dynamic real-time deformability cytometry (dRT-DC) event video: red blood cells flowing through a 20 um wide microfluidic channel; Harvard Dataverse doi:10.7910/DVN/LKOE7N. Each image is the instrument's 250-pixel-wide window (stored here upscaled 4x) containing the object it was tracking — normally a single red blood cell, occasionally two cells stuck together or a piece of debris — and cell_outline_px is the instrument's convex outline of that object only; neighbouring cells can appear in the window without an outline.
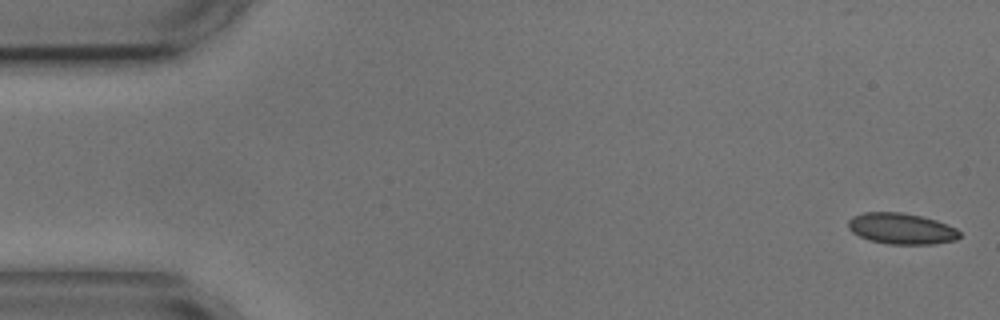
{"species": "common noctule bat (a hibernating species)", "species_latin": "Nyctalus noctula", "temperature_condition": "cold", "stored_images_in_passage": 5, "camera_frame_rate_fps": 3000, "um_per_image_px": 0.085, "animal": {"sex": "male", "body_mass_g": 17.9, "forearm_length_mm": 54.2}, "frame": {"image": 1, "passage_image": 1, "time_ms": 0.0, "image_size_px": [1000, 320], "cell_outline_px": [[960, 236], [956, 240], [932, 244], [888, 244], [868, 240], [852, 232], [848, 228], [848, 220], [852, 216], [864, 212], [900, 212], [920, 216], [936, 220], [956, 228], [960, 232]], "centroid_in_image_um": [76.6, 19.43], "position_along_channel_um": 8.4, "area_um2": 20.17}}
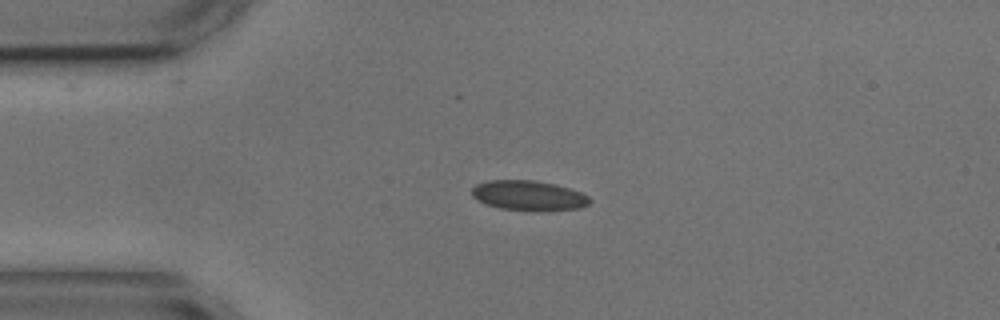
{"frame": {"image": 2, "passage_image": 4, "time_ms": 3.667, "image_size_px": [1000, 320], "cell_outline_px": [[592, 200], [588, 204], [580, 208], [544, 212], [536, 212], [500, 208], [484, 204], [476, 200], [472, 196], [472, 188], [476, 184], [488, 180], [532, 180], [556, 184], [580, 192], [588, 196]], "centroid_in_image_um": [44.92, 16.64], "position_along_channel_um": 40.1, "area_um2": 20.98}}
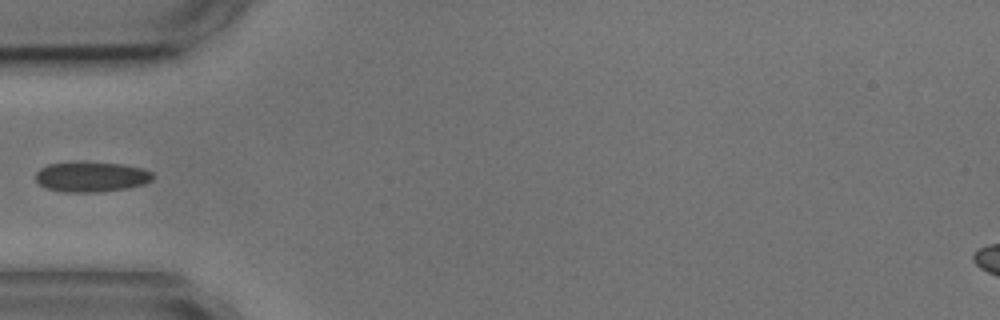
{"frame": {"image": 3, "passage_image": 5, "time_ms": 5.333, "image_size_px": [1000, 320], "cell_outline_px": [[156, 176], [152, 180], [144, 184], [128, 188], [100, 192], [64, 192], [44, 188], [36, 180], [36, 172], [40, 168], [48, 164], [76, 160], [84, 160], [124, 164], [144, 168], [152, 172]], "centroid_in_image_um": [7.77, 14.99], "position_along_channel_um": 77.2, "area_um2": 21.44}}